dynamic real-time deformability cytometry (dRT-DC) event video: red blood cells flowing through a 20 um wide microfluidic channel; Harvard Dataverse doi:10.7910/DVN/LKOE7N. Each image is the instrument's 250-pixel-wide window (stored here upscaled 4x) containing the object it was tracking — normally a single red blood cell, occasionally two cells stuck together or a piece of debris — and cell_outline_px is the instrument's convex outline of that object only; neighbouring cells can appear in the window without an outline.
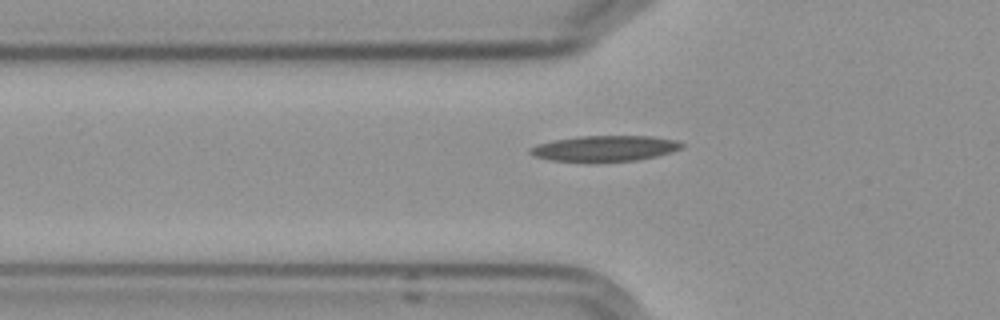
{"species": "Egyptian fruit bat (a non-hibernating species)", "species_latin": "Rousettus aegyptiacus", "temperature_condition": "cold", "stored_images_in_passage": 36, "camera_frame_rate_fps": 3000, "um_per_image_px": 0.085, "frame": {"image": 1, "passage_image": 4, "time_ms": 1.0, "image_size_px": [1000, 320], "cell_outline_px": [[684, 144], [680, 148], [656, 156], [636, 160], [552, 160], [536, 156], [528, 152], [528, 148], [536, 144], [556, 140], [580, 136], [652, 136], [676, 140]], "centroid_in_image_um": [51.4, 12.58], "position_along_channel_um": 74.4, "area_um2": 21.91}}
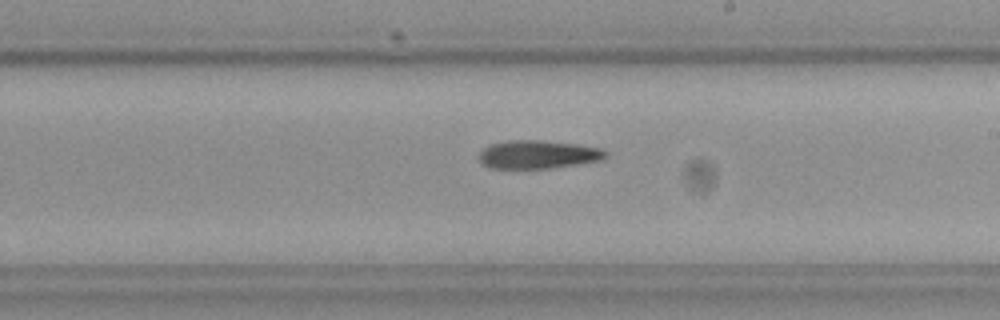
{"frame": {"image": 2, "passage_image": 18, "time_ms": 5.667, "image_size_px": [1000, 320], "cell_outline_px": [[608, 156], [600, 160], [576, 164], [548, 168], [492, 168], [484, 164], [480, 160], [480, 152], [484, 148], [492, 144], [508, 140], [540, 140], [580, 144], [604, 148], [608, 152]], "centroid_in_image_um": [45.8, 13.11], "position_along_channel_um": 243.2, "area_um2": 20.81}}
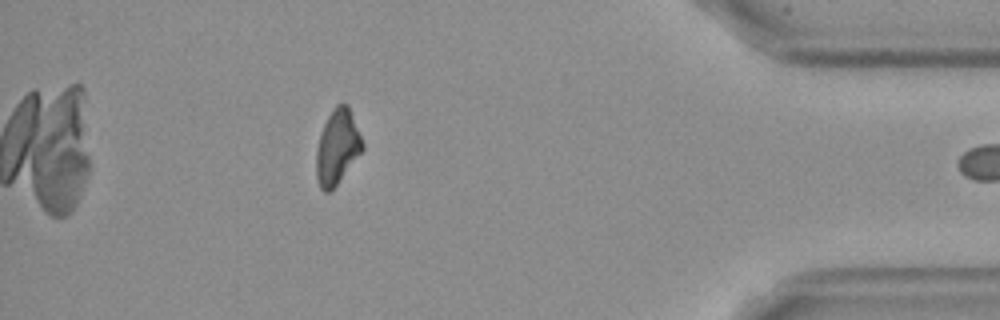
{"frame": {"image": 3, "passage_image": 35, "time_ms": 11.333, "image_size_px": [1000, 320], "cell_outline_px": [[364, 148], [336, 184], [328, 192], [324, 192], [320, 188], [316, 176], [316, 152], [320, 132], [332, 108], [336, 104], [348, 104], [364, 144]], "centroid_in_image_um": [28.65, 12.46], "position_along_channel_um": 406.5, "area_um2": 19.83}}